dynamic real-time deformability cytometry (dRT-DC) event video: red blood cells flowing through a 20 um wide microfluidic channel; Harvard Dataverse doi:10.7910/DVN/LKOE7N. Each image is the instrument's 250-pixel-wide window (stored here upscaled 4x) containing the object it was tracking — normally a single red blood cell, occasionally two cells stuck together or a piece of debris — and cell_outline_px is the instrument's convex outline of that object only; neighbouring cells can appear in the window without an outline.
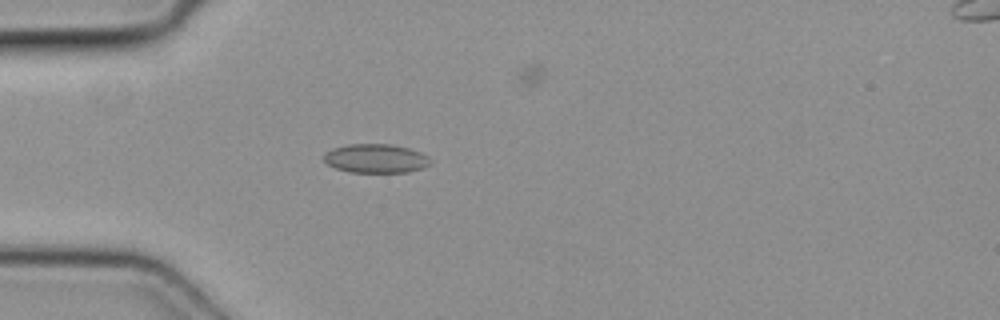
{"species": "common noctule bat (a hibernating species)", "species_latin": "Nyctalus noctula", "temperature_condition": "cold", "stored_images_in_passage": 4, "camera_frame_rate_fps": 3000, "um_per_image_px": 0.085, "animal": {"sex": "female", "body_mass_g": 19.3, "forearm_length_mm": 54.1}, "frame": {"image": 1, "passage_image": 3, "time_ms": 0.667, "image_size_px": [1000, 320], "cell_outline_px": [[432, 164], [424, 168], [408, 172], [348, 172], [336, 168], [328, 164], [324, 160], [324, 152], [332, 148], [348, 144], [392, 144], [408, 148], [420, 152], [428, 156], [432, 160]], "centroid_in_image_um": [31.97, 13.47], "position_along_channel_um": 53.0, "area_um2": 18.15}}